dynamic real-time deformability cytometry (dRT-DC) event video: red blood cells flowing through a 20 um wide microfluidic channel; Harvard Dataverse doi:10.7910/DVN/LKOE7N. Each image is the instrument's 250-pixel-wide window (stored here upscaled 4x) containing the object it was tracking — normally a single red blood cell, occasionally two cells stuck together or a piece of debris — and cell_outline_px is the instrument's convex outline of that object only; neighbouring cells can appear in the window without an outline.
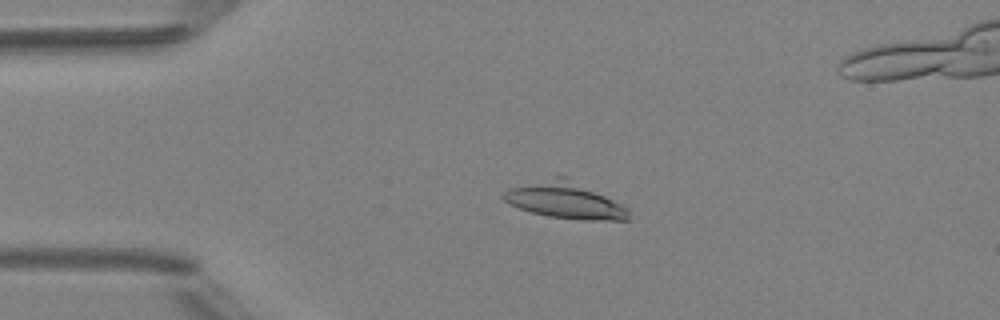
{"species": "Egyptian fruit bat (a non-hibernating species)", "species_latin": "Rousettus aegyptiacus", "temperature_condition": "room temperature", "stored_images_in_passage": 20, "camera_frame_rate_fps": 3000, "um_per_image_px": 0.085, "animal": {"sex": "female"}, "frame": {"image": 1, "passage_image": 9, "time_ms": 2.667, "image_size_px": [1000, 320], "cell_outline_px": [[632, 220], [584, 220], [548, 216], [532, 212], [520, 208], [504, 200], [500, 196], [508, 188], [556, 172], [628, 208]], "centroid_in_image_um": [47.96, 16.99], "position_along_channel_um": 37.0, "area_um2": 26.7}}
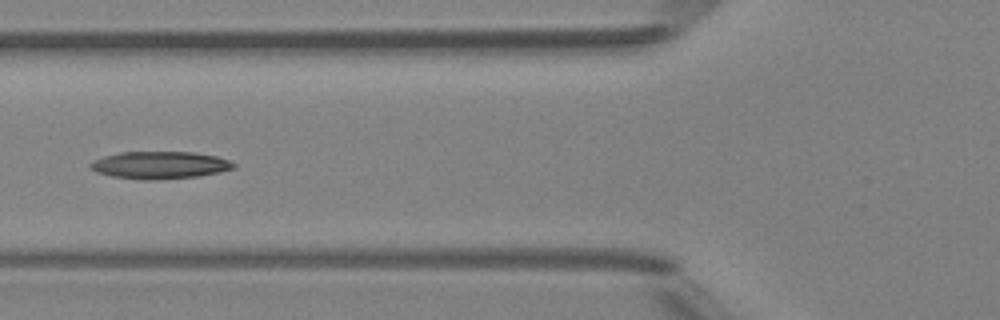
{"frame": {"image": 2, "passage_image": 17, "time_ms": 5.333, "image_size_px": [1000, 320], "cell_outline_px": [[236, 164], [232, 168], [220, 172], [196, 176], [152, 180], [144, 180], [112, 176], [96, 172], [88, 164], [92, 160], [104, 156], [120, 152], [192, 152], [216, 156], [228, 160]], "centroid_in_image_um": [13.54, 14.03], "position_along_channel_um": 112.3, "area_um2": 22.66}}
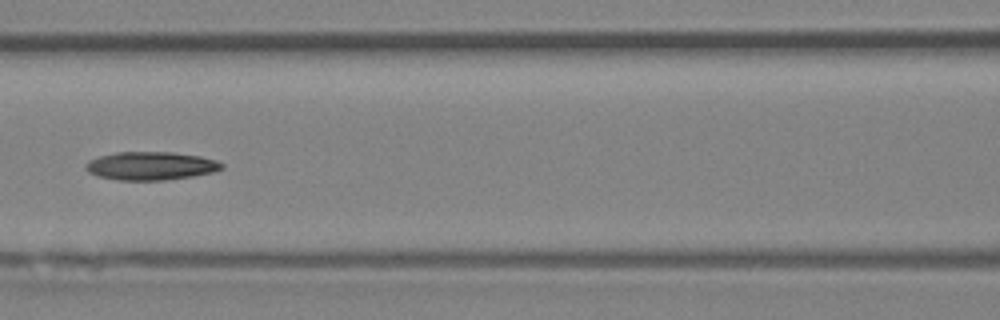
{"frame": {"image": 3, "passage_image": 20, "time_ms": 1673.0, "image_size_px": [1000, 320], "cell_outline_px": [[224, 168], [212, 172], [192, 176], [164, 180], [116, 180], [96, 176], [88, 172], [84, 168], [84, 164], [88, 160], [100, 156], [116, 152], [172, 152], [200, 156], [216, 160], [224, 164]], "centroid_in_image_um": [12.78, 14.1], "position_along_channel_um": 153.8, "area_um2": 22.54}}